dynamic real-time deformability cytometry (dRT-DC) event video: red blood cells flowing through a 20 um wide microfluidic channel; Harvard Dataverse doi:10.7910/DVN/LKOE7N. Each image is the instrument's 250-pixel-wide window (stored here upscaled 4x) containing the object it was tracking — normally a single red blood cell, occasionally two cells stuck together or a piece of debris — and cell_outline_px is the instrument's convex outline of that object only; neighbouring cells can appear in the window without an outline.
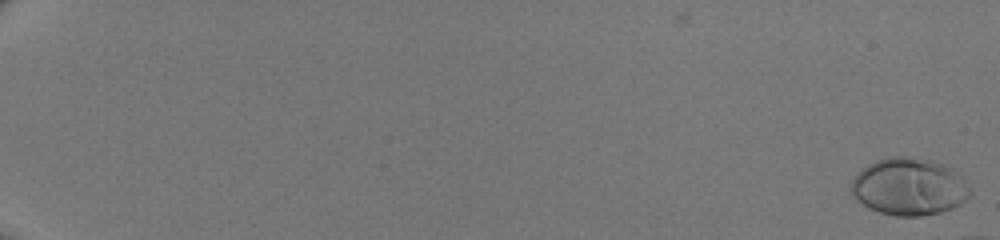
{"species": "human", "species_latin": "Homo sapiens", "temperature_condition": "room temperature", "stored_images_in_passage": 11, "camera_frame_rate_fps": 3000, "um_per_image_px": 0.085, "donor": {"sex": "male"}, "frame": {"image": 1, "passage_image": 1, "time_ms": 0.0, "image_size_px": [1000, 240], "cell_outline_px": [[972, 196], [960, 204], [952, 208], [940, 212], [920, 216], [896, 216], [880, 212], [868, 208], [856, 200], [852, 196], [848, 188], [852, 180], [868, 164], [876, 160], [888, 156], [908, 156], [932, 160], [944, 164], [972, 192]], "centroid_in_image_um": [77.2, 15.88], "position_along_channel_um": 7.8, "area_um2": 39.48}}